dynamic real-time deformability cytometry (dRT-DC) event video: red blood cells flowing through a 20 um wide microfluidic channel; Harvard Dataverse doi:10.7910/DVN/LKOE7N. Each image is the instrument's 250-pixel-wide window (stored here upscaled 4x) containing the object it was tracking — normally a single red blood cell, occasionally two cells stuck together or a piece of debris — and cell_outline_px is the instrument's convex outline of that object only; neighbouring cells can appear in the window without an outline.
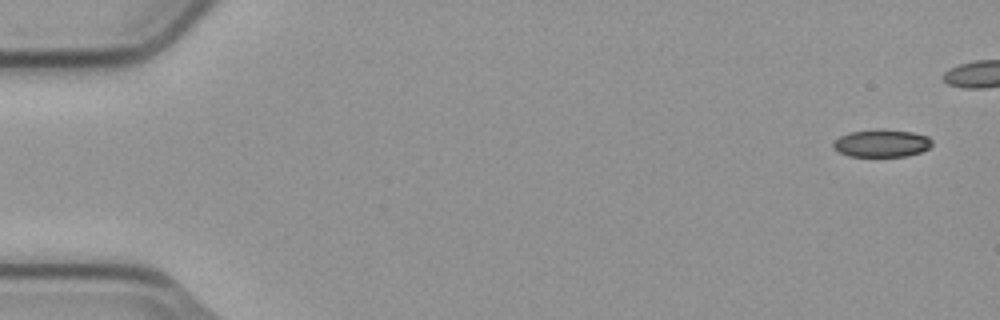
{"species": "common noctule bat (a hibernating species)", "species_latin": "Nyctalus noctula", "temperature_condition": "cold", "stored_images_in_passage": 5, "camera_frame_rate_fps": 3000, "um_per_image_px": 0.085, "animal": {"sex": "male", "body_mass_g": 23.1, "forearm_length_mm": 52.7}, "frame": {"image": 1, "passage_image": 1, "time_ms": 0.0, "image_size_px": [1000, 320], "cell_outline_px": [[932, 144], [928, 148], [920, 152], [908, 156], [848, 156], [832, 148], [832, 144], [840, 136], [848, 132], [876, 128], [880, 128], [912, 132], [928, 136], [932, 140]], "centroid_in_image_um": [74.93, 12.16], "position_along_channel_um": 10.1, "area_um2": 16.07}}
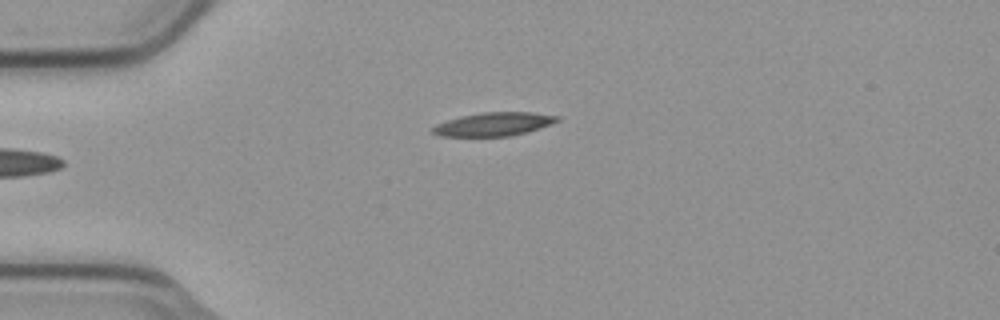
{"frame": {"image": 2, "passage_image": 5, "time_ms": 1.333, "image_size_px": [1000, 320], "cell_outline_px": [[560, 120], [540, 128], [508, 136], [440, 136], [432, 132], [432, 128], [436, 124], [460, 116], [484, 112], [532, 112], [560, 116]], "centroid_in_image_um": [41.97, 10.54], "position_along_channel_um": 43.0, "area_um2": 16.88}}